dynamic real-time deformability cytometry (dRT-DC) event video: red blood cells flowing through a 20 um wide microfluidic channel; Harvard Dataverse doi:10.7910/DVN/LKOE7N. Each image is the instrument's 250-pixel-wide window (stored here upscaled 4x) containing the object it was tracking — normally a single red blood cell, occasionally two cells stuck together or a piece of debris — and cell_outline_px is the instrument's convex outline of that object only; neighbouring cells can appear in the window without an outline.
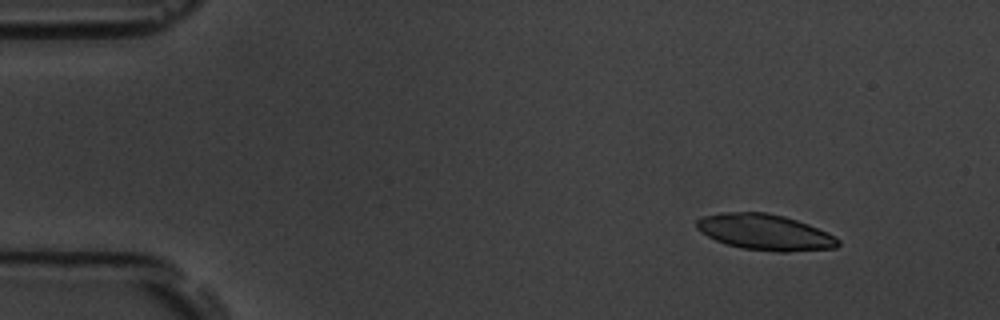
{"species": "common noctule bat (a hibernating species)", "species_latin": "Nyctalus noctula", "temperature_condition": "room temperature", "stored_images_in_passage": 3, "camera_frame_rate_fps": 3000, "um_per_image_px": 0.085, "animal": {"sex": "male", "body_mass_g": 19.5, "forearm_length_mm": 54.6}, "frame": {"image": 1, "passage_image": 1, "time_ms": 0.0, "image_size_px": [1000, 320], "cell_outline_px": [[840, 244], [836, 248], [788, 252], [776, 252], [740, 248], [716, 240], [700, 232], [696, 228], [696, 220], [704, 216], [720, 212], [764, 212], [784, 216], [808, 224], [840, 240]], "centroid_in_image_um": [64.99, 19.74], "position_along_channel_um": 20.0, "area_um2": 29.48}}